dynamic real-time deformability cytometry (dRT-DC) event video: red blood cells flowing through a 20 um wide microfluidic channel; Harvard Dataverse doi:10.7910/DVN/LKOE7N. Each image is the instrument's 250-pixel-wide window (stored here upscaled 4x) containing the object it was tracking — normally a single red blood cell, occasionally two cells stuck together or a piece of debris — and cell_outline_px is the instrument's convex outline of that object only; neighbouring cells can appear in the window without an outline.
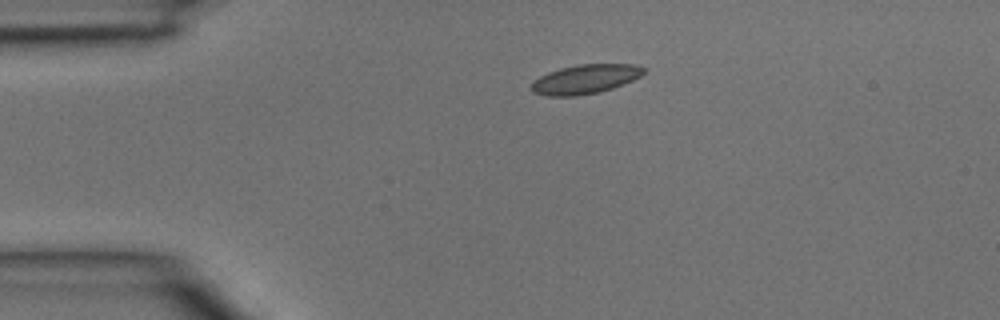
{"species": "common noctule bat (a hibernating species)", "species_latin": "Nyctalus noctula", "temperature_condition": "room temperature", "stored_images_in_passage": 3, "camera_frame_rate_fps": 3000, "um_per_image_px": 0.085, "animal": {"sex": "male", "body_mass_g": 15.6}, "frame": {"image": 1, "passage_image": 1, "time_ms": 0.0, "image_size_px": [1000, 320], "cell_outline_px": [[648, 68], [640, 76], [632, 80], [612, 88], [600, 92], [576, 96], [548, 96], [532, 92], [532, 84], [540, 76], [548, 72], [560, 68], [580, 64], [636, 64]], "centroid_in_image_um": [49.77, 6.72], "position_along_channel_um": 35.2, "area_um2": 19.07}}